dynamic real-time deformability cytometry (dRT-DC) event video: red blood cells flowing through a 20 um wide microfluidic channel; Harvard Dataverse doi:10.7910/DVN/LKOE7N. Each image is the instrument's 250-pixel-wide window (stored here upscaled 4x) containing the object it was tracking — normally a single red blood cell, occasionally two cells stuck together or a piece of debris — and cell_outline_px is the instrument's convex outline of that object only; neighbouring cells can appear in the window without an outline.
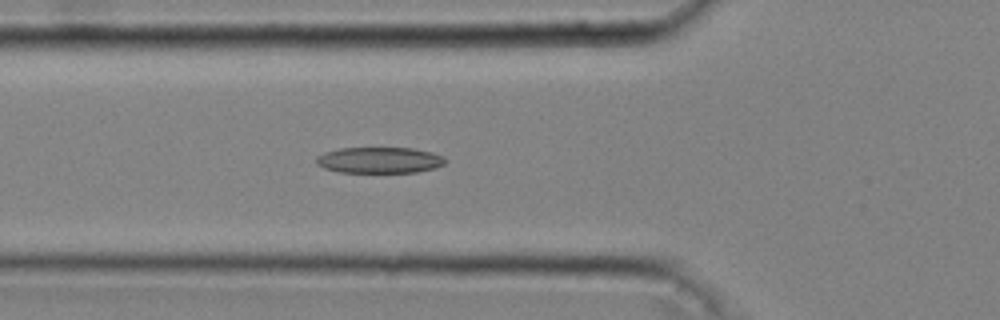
{"species": "common noctule bat (a hibernating species)", "species_latin": "Nyctalus noctula", "temperature_condition": "cold", "stored_images_in_passage": 47, "camera_frame_rate_fps": 3000, "um_per_image_px": 0.085, "animal": {"sex": "male", "body_mass_g": 20.4}, "frame": {"image": 1, "passage_image": 17, "time_ms": 5.333, "image_size_px": [1000, 320], "cell_outline_px": [[448, 160], [444, 164], [436, 168], [416, 172], [340, 172], [324, 168], [316, 164], [316, 156], [324, 152], [340, 148], [412, 148], [432, 152], [444, 156]], "centroid_in_image_um": [32.27, 13.61], "position_along_channel_um": 93.5, "area_um2": 19.71}}
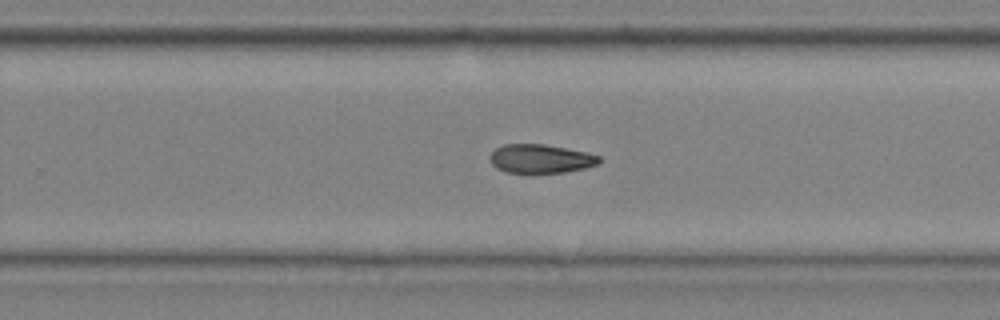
{"frame": {"image": 2, "passage_image": 31, "time_ms": 10.0, "image_size_px": [1000, 320], "cell_outline_px": [[600, 160], [596, 164], [584, 168], [564, 172], [532, 176], [508, 172], [496, 168], [492, 164], [492, 152], [496, 148], [504, 144], [544, 144], [588, 152], [600, 156]], "centroid_in_image_um": [45.95, 13.53], "position_along_channel_um": 283.9, "area_um2": 18.79}}
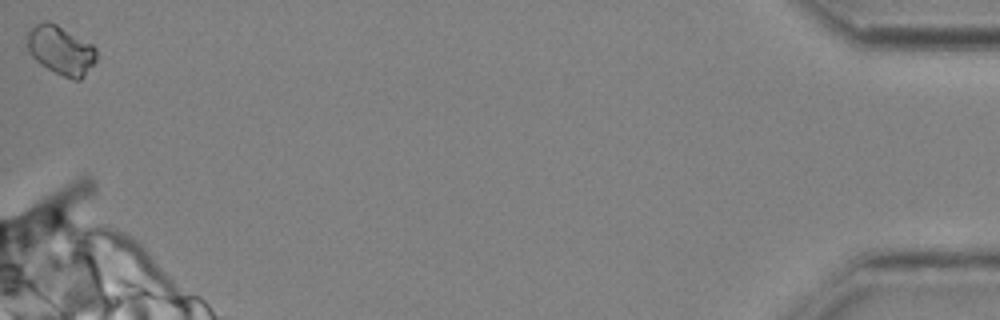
{"frame": {"image": 3, "passage_image": 47, "time_ms": 15.333, "image_size_px": [1000, 320], "cell_outline_px": [[96, 60], [84, 76], [80, 80], [72, 80], [40, 64], [28, 52], [24, 36], [36, 24], [44, 20], [48, 20], [56, 24], [92, 44], [96, 48]], "centroid_in_image_um": [5.13, 4.25], "position_along_channel_um": 430.1, "area_um2": 19.83}, "authors_computed_cell_mechanics": {"area_um2": 18.9584, "velocity_mm_per_s": 4.0788, "shape_relaxation_time_tau1_ms": 5.3451, "shape_relaxation_time_tau2_ms": 6.8309, "deformation_change_tau1": 0.1369, "deformation_change_tau2": 0.1501}}